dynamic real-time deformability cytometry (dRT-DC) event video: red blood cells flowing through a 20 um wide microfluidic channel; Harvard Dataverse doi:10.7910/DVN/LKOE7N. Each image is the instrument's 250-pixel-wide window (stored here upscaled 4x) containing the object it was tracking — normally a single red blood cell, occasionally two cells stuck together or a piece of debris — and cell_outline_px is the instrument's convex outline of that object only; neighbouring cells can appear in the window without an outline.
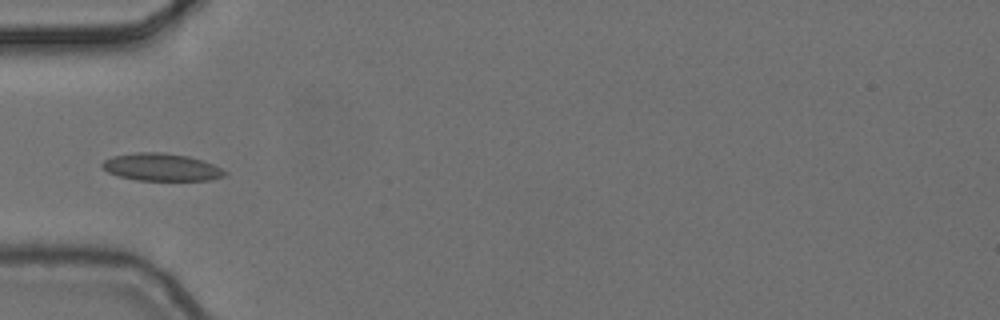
{"species": "common noctule bat (a hibernating species)", "species_latin": "Nyctalus noctula", "temperature_condition": "cold", "stored_images_in_passage": 3, "camera_frame_rate_fps": 3000, "um_per_image_px": 0.085, "animal": {"sex": "female", "body_mass_g": 24.6, "forearm_length_mm": 56.2}, "frame": {"image": 1, "passage_image": 3, "time_ms": 0.667, "image_size_px": [1000, 320], "cell_outline_px": [[228, 172], [224, 176], [212, 180], [136, 180], [116, 176], [100, 168], [100, 164], [104, 160], [112, 156], [136, 152], [164, 152], [188, 156], [204, 160]], "centroid_in_image_um": [13.68, 14.2], "position_along_channel_um": 71.3, "area_um2": 19.88}}